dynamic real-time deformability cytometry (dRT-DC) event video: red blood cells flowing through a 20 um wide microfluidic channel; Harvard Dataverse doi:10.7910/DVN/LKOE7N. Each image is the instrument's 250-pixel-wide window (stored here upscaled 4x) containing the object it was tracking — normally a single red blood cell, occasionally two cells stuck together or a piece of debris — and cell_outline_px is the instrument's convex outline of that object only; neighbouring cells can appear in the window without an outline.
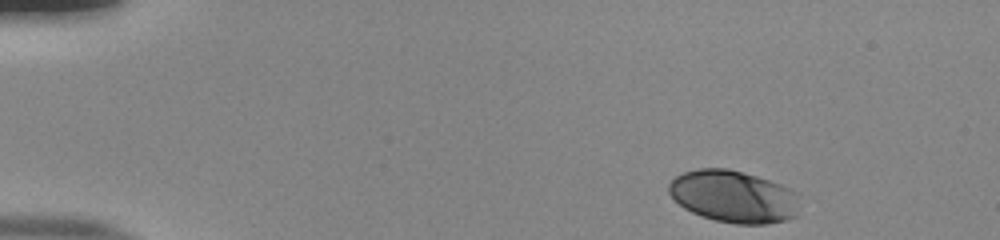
{"species": "human", "species_latin": "Homo sapiens", "temperature_condition": "room temperature", "stored_images_in_passage": 47, "camera_frame_rate_fps": 3000, "um_per_image_px": 0.085, "donor": {"sex": "male"}, "frame": {"image": 1, "passage_image": 1, "time_ms": 0.0, "image_size_px": [1000, 240], "cell_outline_px": [[800, 216], [784, 220], [764, 224], [736, 224], [716, 220], [700, 216], [684, 208], [668, 192], [668, 184], [676, 176], [684, 172], [696, 168], [728, 168], [744, 172], [780, 184], [796, 192]], "centroid_in_image_um": [62.36, 16.7], "position_along_channel_um": 22.6, "area_um2": 39.88}}
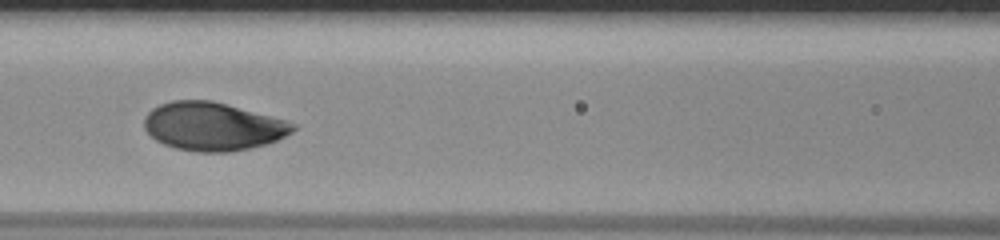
{"frame": {"image": 2, "passage_image": 19, "time_ms": 6.0, "image_size_px": [1000, 240], "cell_outline_px": [[296, 128], [292, 132], [276, 140], [264, 144], [248, 148], [228, 152], [196, 152], [176, 148], [164, 144], [156, 140], [144, 128], [144, 116], [152, 108], [160, 104], [172, 100], [212, 100], [288, 120], [296, 124]], "centroid_in_image_um": [18.08, 10.73], "position_along_channel_um": 148.5, "area_um2": 41.85}}
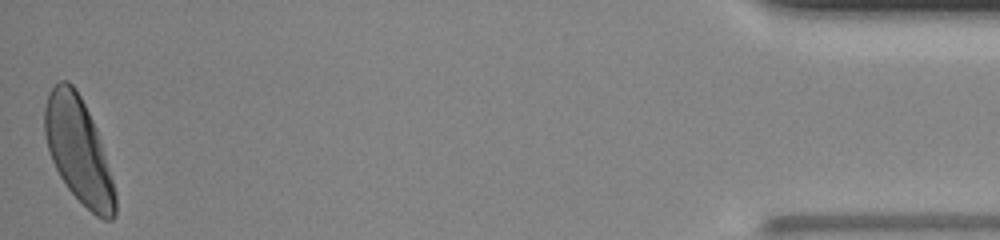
{"frame": {"image": 3, "passage_image": 47, "time_ms": 15.333, "image_size_px": [1000, 240], "cell_outline_px": [[116, 216], [112, 220], [104, 220], [96, 216], [68, 188], [60, 176], [52, 160], [48, 148], [44, 132], [44, 108], [48, 92], [60, 80], [68, 80], [76, 88], [96, 128], [104, 152], [112, 180], [116, 196]], "centroid_in_image_um": [6.66, 12.77], "position_along_channel_um": 428.5, "area_um2": 42.66}, "authors_computed_cell_mechanics": {"area_um2": 40.6912, "velocity_mm_per_s": 3.8826, "shape_relaxation_time_tau1_ms": 1.91, "shape_relaxation_time_tau2_ms": null, "deformation_change_tau1": 0.1375, "deformation_change_tau2": null}}